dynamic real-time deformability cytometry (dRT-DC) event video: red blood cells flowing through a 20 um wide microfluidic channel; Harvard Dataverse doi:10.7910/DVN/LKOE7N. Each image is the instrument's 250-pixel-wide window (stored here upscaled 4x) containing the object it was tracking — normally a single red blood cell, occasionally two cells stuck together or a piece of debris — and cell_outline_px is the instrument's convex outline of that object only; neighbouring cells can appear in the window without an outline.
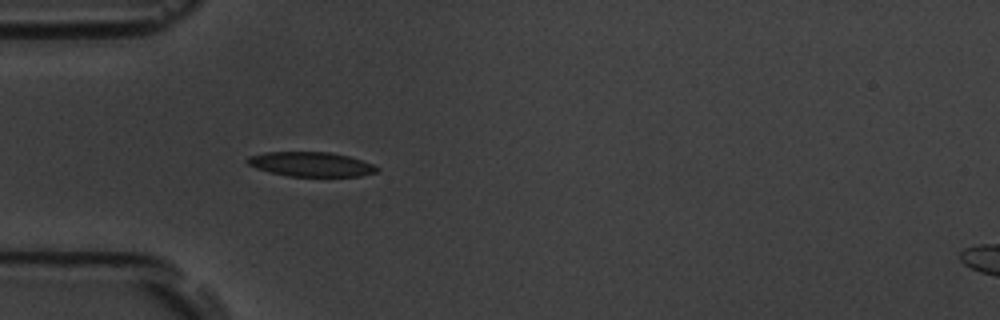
{"species": "common noctule bat (a hibernating species)", "species_latin": "Nyctalus noctula", "temperature_condition": "room temperature", "stored_images_in_passage": 39, "camera_frame_rate_fps": 3000, "um_per_image_px": 0.085, "animal": {"sex": "male", "body_mass_g": 19.5, "forearm_length_mm": 54.6}, "frame": {"image": 1, "passage_image": 1, "time_ms": 0.0, "image_size_px": [1000, 320], "cell_outline_px": [[380, 168], [376, 172], [360, 176], [288, 176], [268, 172], [256, 168], [248, 164], [244, 160], [248, 156], [264, 152], [332, 152], [348, 156], [372, 164]], "centroid_in_image_um": [26.38, 13.96], "position_along_channel_um": 58.6, "area_um2": 18.55}}
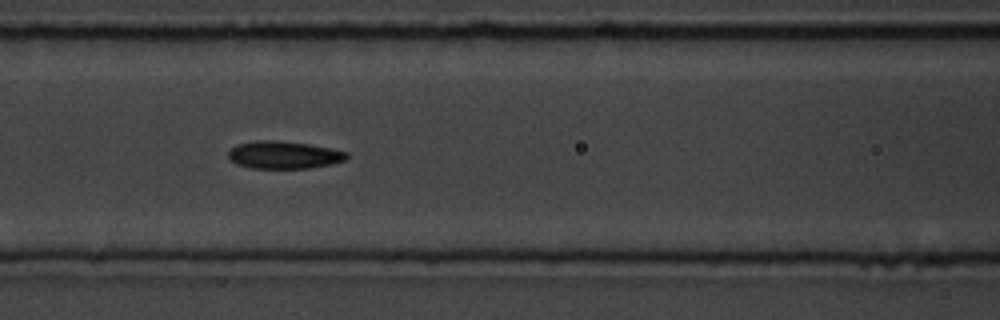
{"frame": {"image": 2, "passage_image": 8, "time_ms": 2.333, "image_size_px": [1000, 320], "cell_outline_px": [[348, 160], [332, 164], [308, 168], [248, 168], [236, 164], [228, 156], [228, 152], [236, 144], [256, 140], [276, 140], [308, 144], [332, 148], [348, 152]], "centroid_in_image_um": [24.15, 13.17], "position_along_channel_um": 142.5, "area_um2": 19.19}}
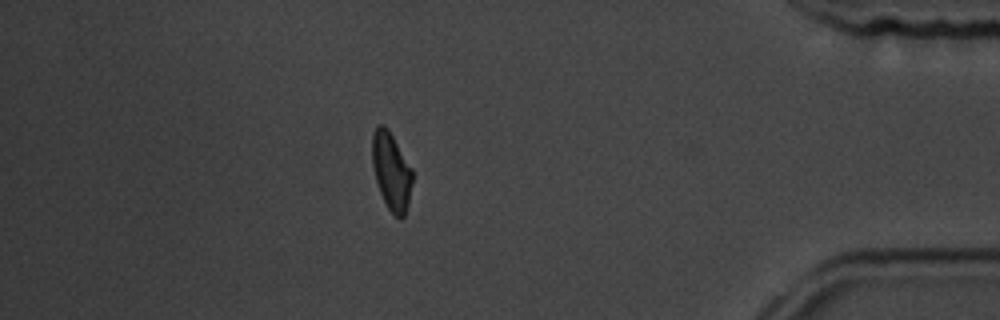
{"frame": {"image": 3, "passage_image": 32, "time_ms": 10.333, "image_size_px": [1000, 320], "cell_outline_px": [[412, 184], [408, 204], [404, 216], [400, 220], [388, 208], [380, 192], [376, 180], [372, 164], [372, 132], [380, 124], [384, 124], [388, 128], [412, 168]], "centroid_in_image_um": [33.26, 14.53], "position_along_channel_um": 401.9, "area_um2": 18.15}, "authors_computed_cell_mechanics": {"area_um2": 18.3804, "velocity_mm_per_s": 3.7646, "shape_relaxation_time_tau1_ms": 3.3524, "shape_relaxation_time_tau2_ms": 2.9781, "deformation_change_tau1": 0.1143, "deformation_change_tau2": 0.1041}}